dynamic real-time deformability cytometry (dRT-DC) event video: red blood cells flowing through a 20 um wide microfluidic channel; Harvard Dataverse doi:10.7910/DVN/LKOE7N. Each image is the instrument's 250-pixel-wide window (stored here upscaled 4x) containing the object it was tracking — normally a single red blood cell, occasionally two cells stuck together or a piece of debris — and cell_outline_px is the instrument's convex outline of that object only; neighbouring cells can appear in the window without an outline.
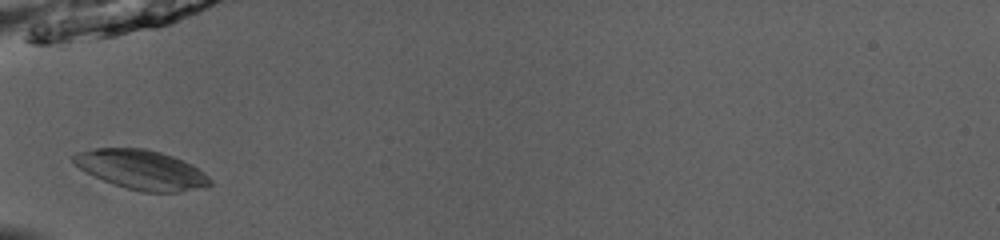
{"species": "common noctule bat (a hibernating species)", "species_latin": "Nyctalus noctula", "temperature_condition": "room temperature", "stored_images_in_passage": 30, "camera_frame_rate_fps": 3000, "um_per_image_px": 0.085, "animal": {"sex": "male", "body_mass_g": 13.0, "forearm_length_mm": 53.1}, "frame": {"image": 1, "passage_image": 1, "time_ms": 0.0, "image_size_px": [1000, 240], "cell_outline_px": [[212, 184], [180, 192], [144, 192], [128, 188], [104, 180], [80, 168], [72, 160], [72, 156], [76, 152], [96, 148], [144, 148], [160, 152], [172, 156], [192, 164], [204, 172], [212, 180]], "centroid_in_image_um": [12.04, 14.41], "position_along_channel_um": 73.0, "area_um2": 30.92}}
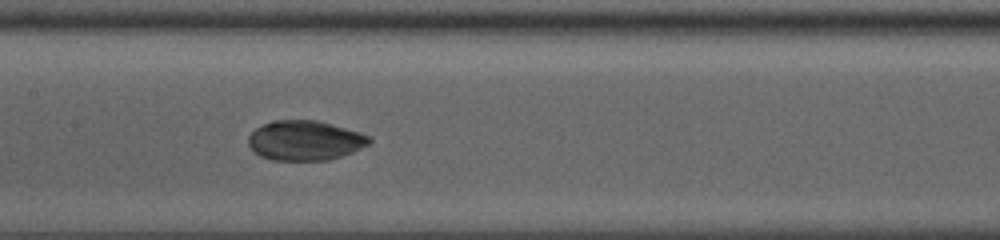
{"frame": {"image": 2, "passage_image": 9, "time_ms": 2.667, "image_size_px": [1000, 240], "cell_outline_px": [[372, 140], [368, 144], [352, 152], [328, 160], [272, 160], [260, 156], [248, 144], [248, 136], [256, 128], [272, 120], [316, 120], [332, 124], [360, 132], [368, 136]], "centroid_in_image_um": [25.91, 11.93], "position_along_channel_um": 181.5, "area_um2": 27.86}}
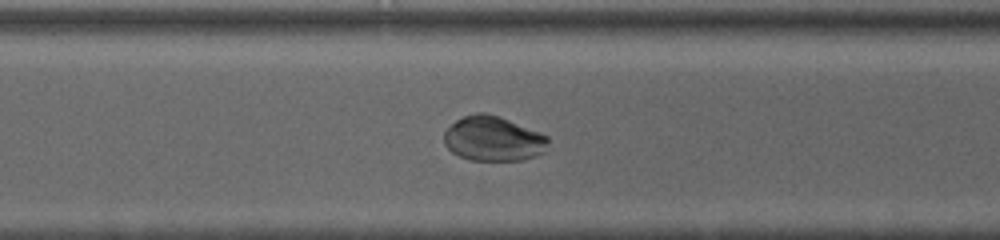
{"frame": {"image": 3, "passage_image": 20, "time_ms": 6.333, "image_size_px": [1000, 240], "cell_outline_px": [[548, 140], [544, 152], [536, 156], [524, 160], [468, 160], [452, 152], [444, 144], [444, 132], [456, 120], [464, 116], [476, 112], [484, 112], [500, 116], [540, 132], [548, 136]], "centroid_in_image_um": [41.92, 11.79], "position_along_channel_um": 328.7, "area_um2": 27.28}, "authors_computed_cell_mechanics": {"area_um2": 27.3394, "velocity_mm_per_s": 4.0307, "shape_relaxation_time_tau1_ms": 4.2118, "shape_relaxation_time_tau2_ms": null, "deformation_change_tau1": 0.1764, "deformation_change_tau2": null}}